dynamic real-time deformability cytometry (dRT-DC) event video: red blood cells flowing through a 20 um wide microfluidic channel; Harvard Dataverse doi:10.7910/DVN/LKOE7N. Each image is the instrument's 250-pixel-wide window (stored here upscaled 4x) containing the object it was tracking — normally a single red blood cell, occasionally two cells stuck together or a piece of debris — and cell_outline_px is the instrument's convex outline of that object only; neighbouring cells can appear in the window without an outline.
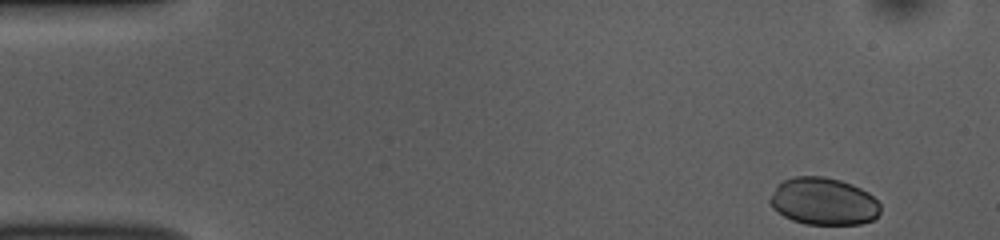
{"species": "common noctule bat (a hibernating species)", "species_latin": "Nyctalus noctula", "temperature_condition": "room temperature", "stored_images_in_passage": 49, "camera_frame_rate_fps": 3000, "um_per_image_px": 0.085, "animal": {"sex": "female", "body_mass_g": 10.0, "forearm_length_mm": 53.1}, "frame": {"image": 1, "passage_image": 1, "time_ms": 0.0, "image_size_px": [1000, 240], "cell_outline_px": [[880, 212], [872, 220], [860, 224], [804, 224], [792, 220], [784, 216], [772, 208], [768, 200], [776, 184], [784, 180], [796, 176], [824, 176], [840, 180], [852, 184], [868, 192], [880, 204]], "centroid_in_image_um": [69.97, 17.11], "position_along_channel_um": 15.0, "area_um2": 30.58}}
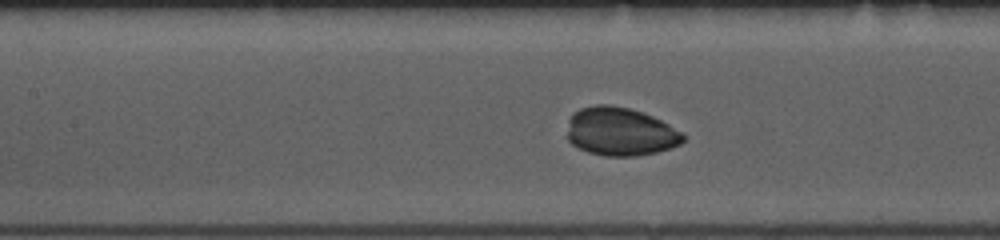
{"frame": {"image": 2, "passage_image": 20, "time_ms": 6.333, "image_size_px": [1000, 240], "cell_outline_px": [[684, 140], [680, 144], [672, 148], [656, 152], [636, 156], [604, 156], [588, 152], [572, 144], [568, 140], [568, 120], [572, 112], [580, 108], [596, 104], [608, 104], [628, 108], [652, 116], [684, 132]], "centroid_in_image_um": [52.72, 11.19], "position_along_channel_um": 154.7, "area_um2": 32.83}}
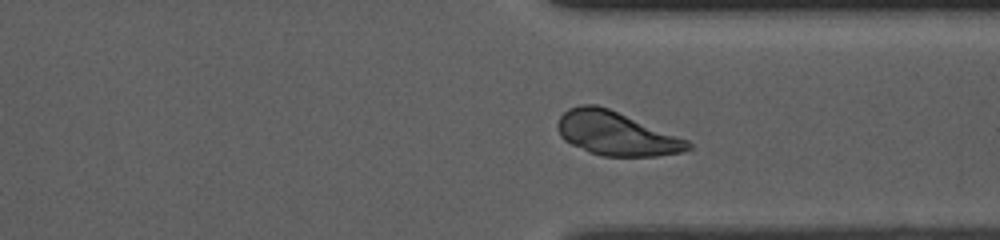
{"frame": {"image": 3, "passage_image": 36, "time_ms": 11.667, "image_size_px": [1000, 240], "cell_outline_px": [[692, 148], [684, 152], [656, 156], [604, 156], [588, 152], [564, 140], [560, 136], [556, 128], [556, 124], [560, 116], [568, 108], [580, 104], [596, 104], [608, 108], [688, 140], [692, 144]], "centroid_in_image_um": [52.34, 11.35], "position_along_channel_um": 359.1, "area_um2": 33.23}}